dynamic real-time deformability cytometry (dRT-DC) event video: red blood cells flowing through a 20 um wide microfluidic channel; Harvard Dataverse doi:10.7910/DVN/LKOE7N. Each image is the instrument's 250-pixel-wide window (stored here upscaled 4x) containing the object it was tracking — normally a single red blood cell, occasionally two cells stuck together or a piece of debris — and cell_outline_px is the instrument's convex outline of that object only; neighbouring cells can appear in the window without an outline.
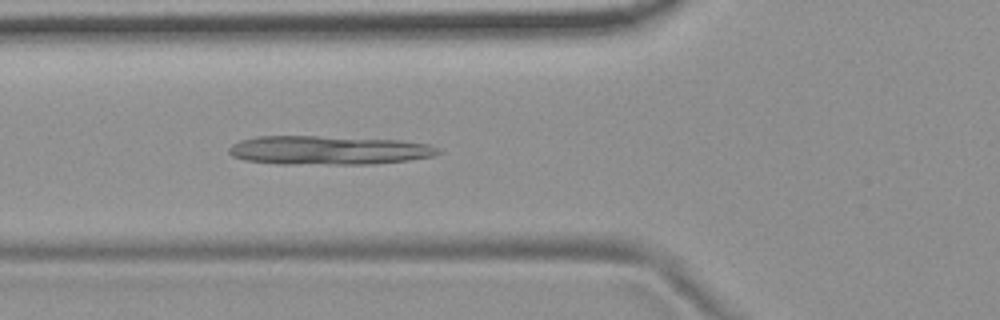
{"species": "common noctule bat (a hibernating species)", "species_latin": "Nyctalus noctula", "temperature_condition": "room temperature", "stored_images_in_passage": 5, "camera_frame_rate_fps": 3000, "um_per_image_px": 0.085, "animal": {"sex": "female", "body_mass_g": 19.9}, "frame": {"image": 1, "passage_image": 5, "time_ms": 5.333, "image_size_px": [1000, 320], "cell_outline_px": [[444, 152], [432, 156], [408, 160], [372, 164], [276, 164], [244, 160], [232, 156], [228, 152], [228, 148], [232, 144], [240, 140], [256, 136], [316, 136], [400, 140], [428, 144], [440, 148]], "centroid_in_image_um": [27.91, 12.77], "position_along_channel_um": 97.9, "area_um2": 35.43}}